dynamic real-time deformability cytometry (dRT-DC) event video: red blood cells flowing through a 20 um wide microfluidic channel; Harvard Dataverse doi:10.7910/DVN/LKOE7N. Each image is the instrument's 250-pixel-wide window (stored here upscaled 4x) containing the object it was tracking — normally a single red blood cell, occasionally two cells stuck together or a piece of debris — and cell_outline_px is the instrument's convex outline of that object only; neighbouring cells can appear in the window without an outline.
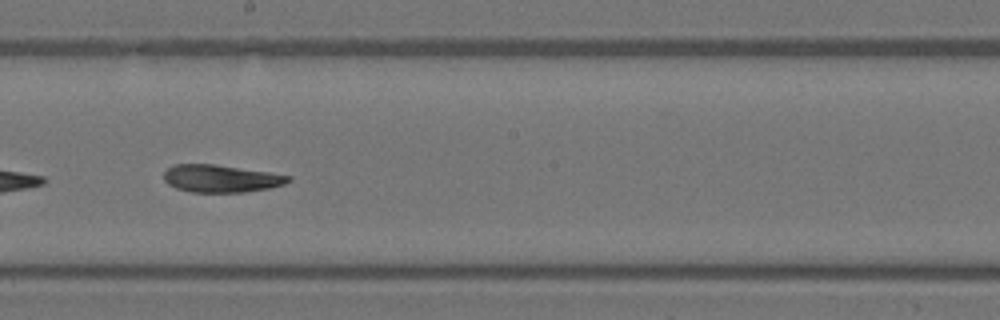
{"species": "Egyptian fruit bat (a non-hibernating species)", "species_latin": "Rousettus aegyptiacus", "temperature_condition": "warm", "stored_images_in_passage": 37, "camera_frame_rate_fps": 3000, "um_per_image_px": 0.085, "animal": {"sex": "female"}, "frame": {"image": 1, "passage_image": 16, "time_ms": 5.0, "image_size_px": [1000, 320], "cell_outline_px": [[292, 180], [284, 184], [268, 188], [244, 192], [192, 192], [176, 188], [168, 184], [164, 180], [164, 172], [172, 164], [216, 164], [268, 172], [292, 176]], "centroid_in_image_um": [18.77, 15.17], "position_along_channel_um": 229.4, "area_um2": 19.94}}
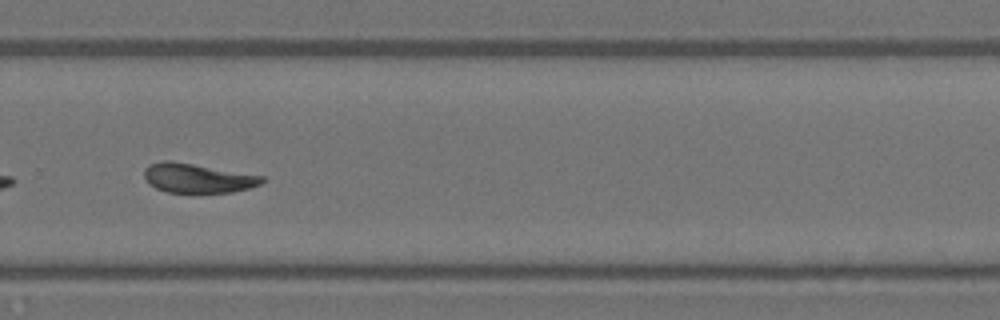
{"frame": {"image": 2, "passage_image": 22, "time_ms": 7.0, "image_size_px": [1000, 320], "cell_outline_px": [[264, 180], [260, 184], [248, 188], [232, 192], [168, 192], [156, 188], [148, 184], [144, 176], [144, 168], [148, 164], [164, 160], [168, 160], [264, 176]], "centroid_in_image_um": [16.74, 15.14], "position_along_channel_um": 313.1, "area_um2": 19.88}}